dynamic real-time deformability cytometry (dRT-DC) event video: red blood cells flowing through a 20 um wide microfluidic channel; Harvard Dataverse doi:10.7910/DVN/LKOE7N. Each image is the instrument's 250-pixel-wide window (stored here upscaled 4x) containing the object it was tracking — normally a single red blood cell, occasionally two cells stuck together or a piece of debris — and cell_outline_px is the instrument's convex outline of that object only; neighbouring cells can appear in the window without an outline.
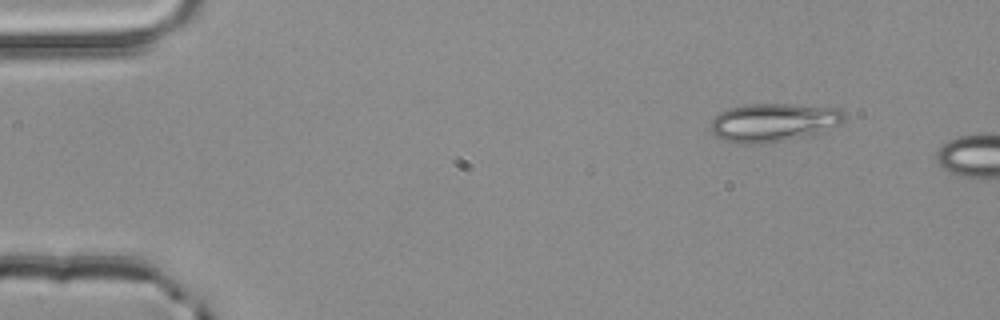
{"species": "common noctule bat (a hibernating species)", "species_latin": "Nyctalus noctula", "temperature_condition": "room temperature", "stored_images_in_passage": 2, "camera_frame_rate_fps": 3000, "um_per_image_px": 0.085, "animal": {"sex": "male", "body_mass_g": 20.4}, "frame": {"image": 1, "passage_image": 1, "time_ms": 0.0, "image_size_px": [1000, 320], "cell_outline_px": [[844, 120], [840, 124], [824, 132], [788, 140], [760, 144], [740, 144], [724, 140], [716, 136], [712, 132], [712, 120], [720, 112], [728, 108], [744, 104], [792, 104], [840, 108], [844, 112]], "centroid_in_image_um": [65.77, 10.41], "position_along_channel_um": 19.2, "area_um2": 30.17}}